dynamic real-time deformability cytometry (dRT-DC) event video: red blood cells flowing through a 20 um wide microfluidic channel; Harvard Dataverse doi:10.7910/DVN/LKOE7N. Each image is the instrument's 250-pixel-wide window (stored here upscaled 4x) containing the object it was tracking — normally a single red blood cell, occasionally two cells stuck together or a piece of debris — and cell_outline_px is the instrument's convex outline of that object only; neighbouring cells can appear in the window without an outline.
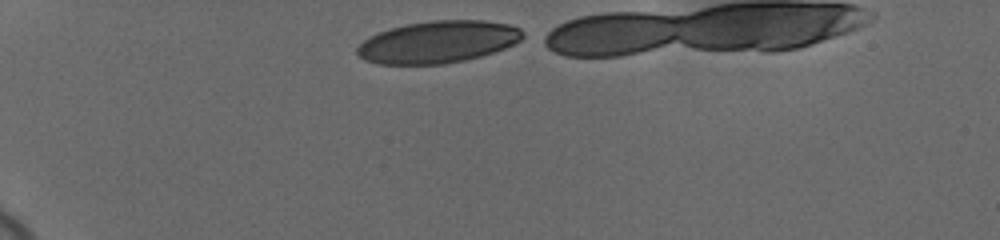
{"species": "human", "species_latin": "Homo sapiens", "temperature_condition": "cold", "stored_images_in_passage": 36, "camera_frame_rate_fps": 3000, "um_per_image_px": 0.085, "donor": {"sex": "female"}, "frame": {"image": 1, "passage_image": 1, "time_ms": 0.0, "image_size_px": [1000, 240], "cell_outline_px": [[528, 36], [504, 48], [480, 56], [464, 60], [444, 64], [380, 64], [364, 60], [356, 52], [356, 48], [368, 36], [392, 28], [408, 24], [432, 20], [484, 20], [508, 24], [520, 28]], "centroid_in_image_um": [37.24, 3.56], "position_along_channel_um": 47.8, "area_um2": 40.52}}
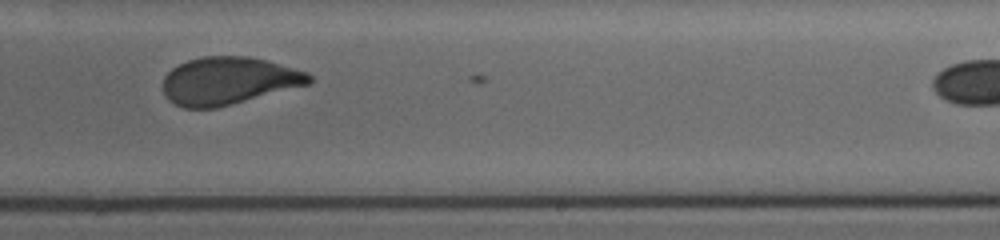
{"frame": {"image": 2, "passage_image": 23, "time_ms": 7.333, "image_size_px": [1000, 240], "cell_outline_px": [[312, 80], [308, 84], [216, 108], [184, 108], [168, 100], [164, 96], [164, 76], [172, 68], [188, 60], [204, 56], [248, 56], [264, 60], [308, 72], [312, 76]], "centroid_in_image_um": [19.39, 6.87], "position_along_channel_um": 269.6, "area_um2": 40.11}}
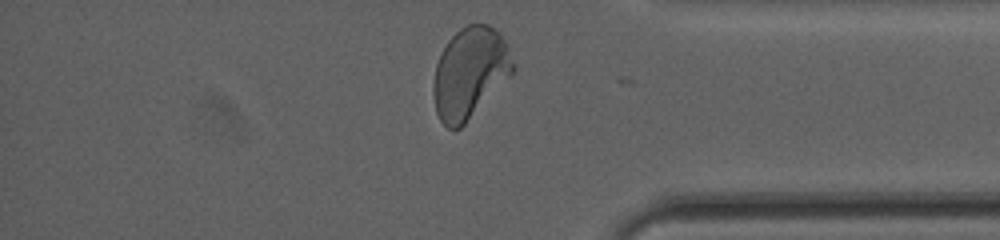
{"frame": {"image": 3, "passage_image": 34, "time_ms": 11.0, "image_size_px": [1000, 240], "cell_outline_px": [[516, 68], [464, 124], [460, 128], [448, 128], [440, 120], [436, 112], [432, 92], [432, 88], [436, 64], [448, 40], [460, 28], [468, 24], [488, 24], [500, 32], [508, 44]], "centroid_in_image_um": [39.93, 6.16], "position_along_channel_um": 395.3, "area_um2": 41.79}}